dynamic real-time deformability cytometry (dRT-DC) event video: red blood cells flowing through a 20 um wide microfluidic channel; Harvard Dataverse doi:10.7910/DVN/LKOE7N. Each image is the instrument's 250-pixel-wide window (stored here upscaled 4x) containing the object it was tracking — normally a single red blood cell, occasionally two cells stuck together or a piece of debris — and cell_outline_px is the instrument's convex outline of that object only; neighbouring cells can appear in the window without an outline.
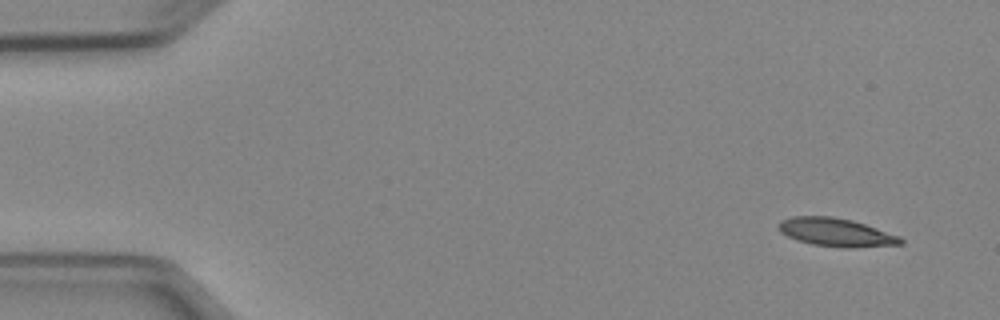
{"species": "Egyptian fruit bat (a non-hibernating species)", "species_latin": "Rousettus aegyptiacus", "temperature_condition": "cold", "stored_images_in_passage": 4, "camera_frame_rate_fps": 3000, "um_per_image_px": 0.085, "animal": {"sex": "female"}, "frame": {"image": 1, "passage_image": 1, "time_ms": 0.0, "image_size_px": [1000, 320], "cell_outline_px": [[904, 244], [852, 248], [844, 248], [812, 244], [796, 240], [780, 232], [776, 224], [780, 220], [792, 216], [832, 216], [852, 220], [900, 236], [904, 240]], "centroid_in_image_um": [71.05, 19.75], "position_along_channel_um": 14.0, "area_um2": 20.29}}
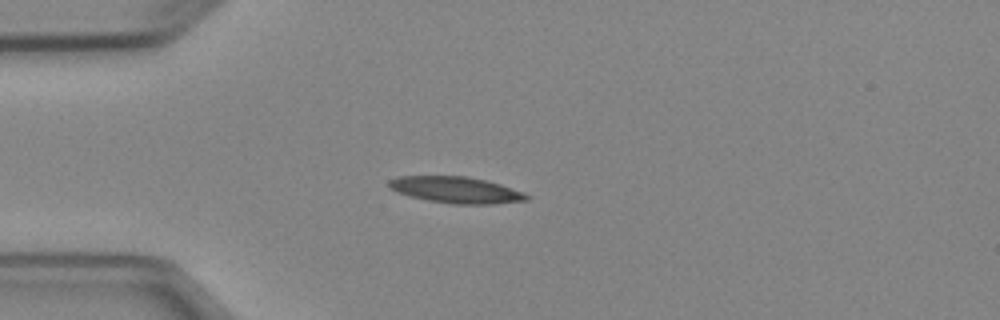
{"frame": {"image": 2, "passage_image": 4, "time_ms": 3.333, "image_size_px": [1000, 320], "cell_outline_px": [[532, 196], [528, 200], [492, 204], [452, 204], [428, 200], [408, 196], [396, 192], [388, 184], [388, 180], [400, 176], [468, 176], [500, 184], [524, 192]], "centroid_in_image_um": [38.78, 16.14], "position_along_channel_um": 46.2, "area_um2": 21.21}}